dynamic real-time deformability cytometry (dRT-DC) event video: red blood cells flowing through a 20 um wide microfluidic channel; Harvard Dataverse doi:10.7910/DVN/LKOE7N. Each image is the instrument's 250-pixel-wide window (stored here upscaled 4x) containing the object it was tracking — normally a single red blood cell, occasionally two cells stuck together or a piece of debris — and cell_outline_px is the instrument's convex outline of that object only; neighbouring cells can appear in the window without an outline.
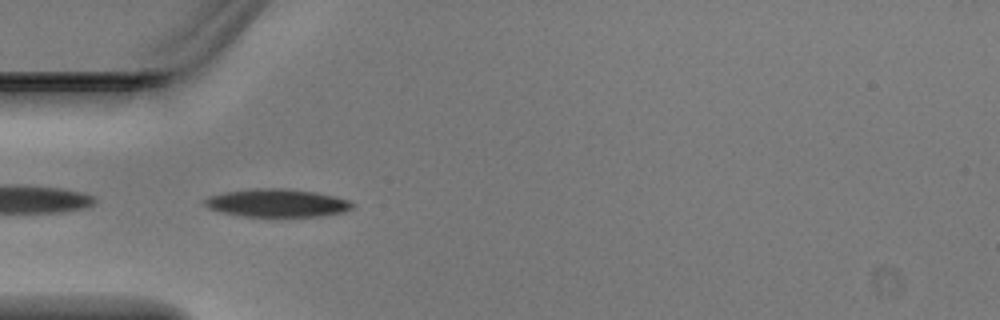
{"species": "Egyptian fruit bat (a non-hibernating species)", "species_latin": "Rousettus aegyptiacus", "temperature_condition": "warm", "stored_images_in_passage": 3, "camera_frame_rate_fps": 3000, "um_per_image_px": 0.085, "animal": {"sex": "male"}, "frame": {"image": 1, "passage_image": 2, "time_ms": 0.333, "image_size_px": [1000, 320], "cell_outline_px": [[356, 204], [352, 208], [344, 212], [320, 216], [244, 216], [224, 212], [208, 208], [204, 204], [204, 200], [208, 196], [224, 192], [252, 188], [284, 188], [316, 192], [336, 196], [352, 200]], "centroid_in_image_um": [23.6, 17.24], "position_along_channel_um": 61.4, "area_um2": 24.22}}
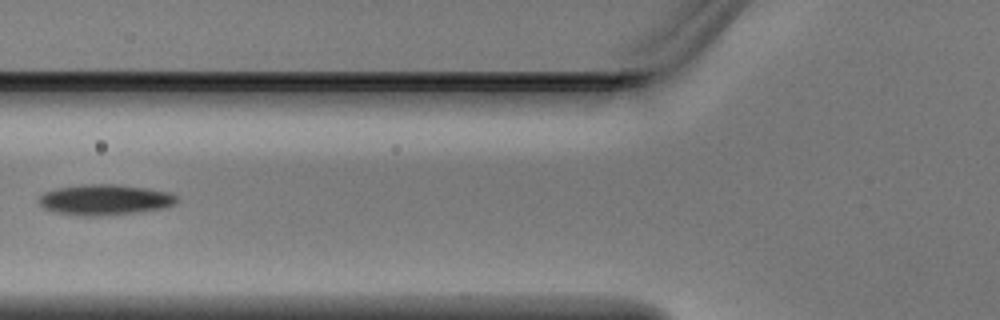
{"frame": {"image": 2, "passage_image": 3, "time_ms": 0.667, "image_size_px": [1000, 320], "cell_outline_px": [[180, 200], [176, 204], [164, 208], [100, 216], [84, 216], [56, 212], [44, 208], [36, 200], [44, 192], [56, 188], [80, 184], [116, 184], [148, 188], [172, 192], [180, 196]], "centroid_in_image_um": [8.95, 16.96], "position_along_channel_um": 116.8, "area_um2": 24.91}}